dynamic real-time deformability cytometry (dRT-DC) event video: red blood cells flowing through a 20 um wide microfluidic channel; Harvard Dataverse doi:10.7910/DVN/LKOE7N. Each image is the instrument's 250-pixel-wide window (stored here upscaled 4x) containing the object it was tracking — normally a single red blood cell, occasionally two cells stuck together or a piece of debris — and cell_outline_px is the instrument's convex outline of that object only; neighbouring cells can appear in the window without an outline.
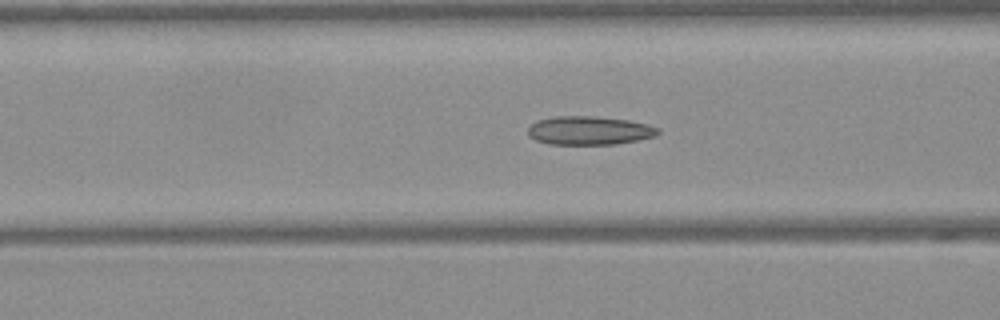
{"species": "Egyptian fruit bat (a non-hibernating species)", "species_latin": "Rousettus aegyptiacus", "temperature_condition": "warm", "stored_images_in_passage": 39, "camera_frame_rate_fps": 3000, "um_per_image_px": 0.085, "frame": {"image": 1, "passage_image": 9, "time_ms": 2.667, "image_size_px": [1000, 320], "cell_outline_px": [[660, 132], [656, 136], [616, 144], [548, 144], [536, 140], [528, 136], [528, 128], [536, 120], [556, 116], [596, 116], [628, 120], [648, 124], [660, 128]], "centroid_in_image_um": [50.09, 11.09], "position_along_channel_um": 116.5, "area_um2": 21.79}}
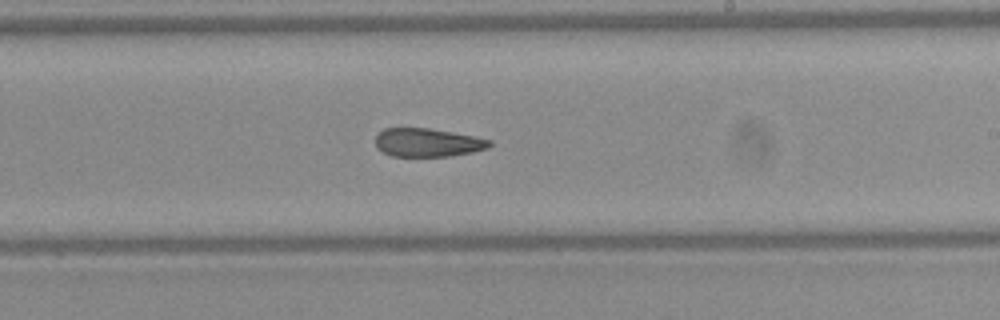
{"frame": {"image": 2, "passage_image": 19, "time_ms": 6.0, "image_size_px": [1000, 320], "cell_outline_px": [[492, 144], [488, 148], [472, 152], [452, 156], [392, 156], [376, 148], [376, 136], [384, 128], [428, 128], [452, 132], [492, 140]], "centroid_in_image_um": [36.35, 12.12], "position_along_channel_um": 252.6, "area_um2": 18.84}}
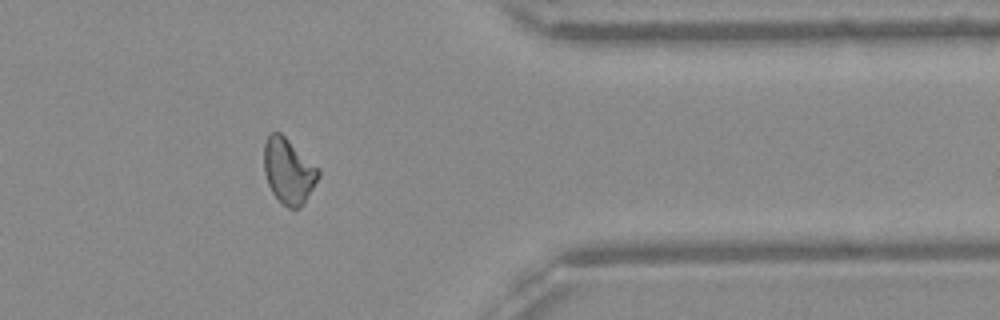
{"frame": {"image": 3, "passage_image": 30, "time_ms": 9.667, "image_size_px": [1000, 320], "cell_outline_px": [[320, 176], [304, 204], [300, 208], [288, 208], [272, 192], [268, 184], [264, 172], [264, 144], [268, 136], [272, 132], [280, 132], [320, 168]], "centroid_in_image_um": [24.55, 14.53], "position_along_channel_um": 386.9, "area_um2": 20.75}, "authors_computed_cell_mechanics": {"area_um2": 20.5768, "velocity_mm_per_s": 4.0832, "shape_relaxation_time_tau1_ms": null, "shape_relaxation_time_tau2_ms": 5.6462, "deformation_change_tau1": null, "deformation_change_tau2": 0.1269}}